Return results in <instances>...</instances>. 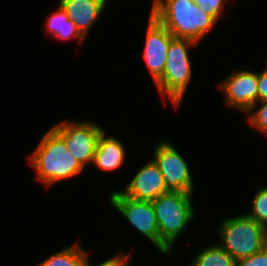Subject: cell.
Returning a JSON list of instances; mask_svg holds the SVG:
<instances>
[{
	"label": "cell",
	"instance_id": "obj_1",
	"mask_svg": "<svg viewBox=\"0 0 267 266\" xmlns=\"http://www.w3.org/2000/svg\"><path fill=\"white\" fill-rule=\"evenodd\" d=\"M150 13L174 38L190 39L198 44L218 24L192 0H153Z\"/></svg>",
	"mask_w": 267,
	"mask_h": 266
},
{
	"label": "cell",
	"instance_id": "obj_2",
	"mask_svg": "<svg viewBox=\"0 0 267 266\" xmlns=\"http://www.w3.org/2000/svg\"><path fill=\"white\" fill-rule=\"evenodd\" d=\"M28 157L36 180L47 188L57 182L77 177L83 167L67 151L64 140L50 128Z\"/></svg>",
	"mask_w": 267,
	"mask_h": 266
},
{
	"label": "cell",
	"instance_id": "obj_3",
	"mask_svg": "<svg viewBox=\"0 0 267 266\" xmlns=\"http://www.w3.org/2000/svg\"><path fill=\"white\" fill-rule=\"evenodd\" d=\"M193 195L194 193L169 191L152 201L159 230L160 254L171 255L176 241L194 220Z\"/></svg>",
	"mask_w": 267,
	"mask_h": 266
},
{
	"label": "cell",
	"instance_id": "obj_4",
	"mask_svg": "<svg viewBox=\"0 0 267 266\" xmlns=\"http://www.w3.org/2000/svg\"><path fill=\"white\" fill-rule=\"evenodd\" d=\"M199 44L190 39L173 38L171 40L166 65L162 77L155 83L163 102L165 97L176 107H180L193 72L189 49Z\"/></svg>",
	"mask_w": 267,
	"mask_h": 266
},
{
	"label": "cell",
	"instance_id": "obj_5",
	"mask_svg": "<svg viewBox=\"0 0 267 266\" xmlns=\"http://www.w3.org/2000/svg\"><path fill=\"white\" fill-rule=\"evenodd\" d=\"M218 227V244L236 261L259 252L267 245V228L247 214L223 219Z\"/></svg>",
	"mask_w": 267,
	"mask_h": 266
},
{
	"label": "cell",
	"instance_id": "obj_6",
	"mask_svg": "<svg viewBox=\"0 0 267 266\" xmlns=\"http://www.w3.org/2000/svg\"><path fill=\"white\" fill-rule=\"evenodd\" d=\"M74 121L65 119L51 128L64 140L67 151L85 170L93 161L99 138L105 129L93 121Z\"/></svg>",
	"mask_w": 267,
	"mask_h": 266
},
{
	"label": "cell",
	"instance_id": "obj_7",
	"mask_svg": "<svg viewBox=\"0 0 267 266\" xmlns=\"http://www.w3.org/2000/svg\"><path fill=\"white\" fill-rule=\"evenodd\" d=\"M108 199L112 208L124 216L159 252V230L152 201L135 200L115 190L110 192Z\"/></svg>",
	"mask_w": 267,
	"mask_h": 266
},
{
	"label": "cell",
	"instance_id": "obj_8",
	"mask_svg": "<svg viewBox=\"0 0 267 266\" xmlns=\"http://www.w3.org/2000/svg\"><path fill=\"white\" fill-rule=\"evenodd\" d=\"M153 162L162 173L169 191L194 193V179L189 166L174 144L167 139L154 145Z\"/></svg>",
	"mask_w": 267,
	"mask_h": 266
},
{
	"label": "cell",
	"instance_id": "obj_9",
	"mask_svg": "<svg viewBox=\"0 0 267 266\" xmlns=\"http://www.w3.org/2000/svg\"><path fill=\"white\" fill-rule=\"evenodd\" d=\"M222 92L226 106L247 112L258 102L257 72L241 69L234 70L224 81L217 84Z\"/></svg>",
	"mask_w": 267,
	"mask_h": 266
},
{
	"label": "cell",
	"instance_id": "obj_10",
	"mask_svg": "<svg viewBox=\"0 0 267 266\" xmlns=\"http://www.w3.org/2000/svg\"><path fill=\"white\" fill-rule=\"evenodd\" d=\"M147 25L142 56L156 83L164 73L168 49L174 36L151 13Z\"/></svg>",
	"mask_w": 267,
	"mask_h": 266
},
{
	"label": "cell",
	"instance_id": "obj_11",
	"mask_svg": "<svg viewBox=\"0 0 267 266\" xmlns=\"http://www.w3.org/2000/svg\"><path fill=\"white\" fill-rule=\"evenodd\" d=\"M120 191L132 199L144 201H153L169 192L162 173L152 159L143 164Z\"/></svg>",
	"mask_w": 267,
	"mask_h": 266
},
{
	"label": "cell",
	"instance_id": "obj_12",
	"mask_svg": "<svg viewBox=\"0 0 267 266\" xmlns=\"http://www.w3.org/2000/svg\"><path fill=\"white\" fill-rule=\"evenodd\" d=\"M108 0H59L57 3L68 14L80 33L87 38L91 26L101 17Z\"/></svg>",
	"mask_w": 267,
	"mask_h": 266
},
{
	"label": "cell",
	"instance_id": "obj_13",
	"mask_svg": "<svg viewBox=\"0 0 267 266\" xmlns=\"http://www.w3.org/2000/svg\"><path fill=\"white\" fill-rule=\"evenodd\" d=\"M125 149L121 140L114 136H107L104 130L99 138L92 164L105 172L118 170L126 159Z\"/></svg>",
	"mask_w": 267,
	"mask_h": 266
},
{
	"label": "cell",
	"instance_id": "obj_14",
	"mask_svg": "<svg viewBox=\"0 0 267 266\" xmlns=\"http://www.w3.org/2000/svg\"><path fill=\"white\" fill-rule=\"evenodd\" d=\"M58 10L53 11L50 16L46 17V30L48 35L62 40H68L77 38L78 42H83L86 38L80 33L76 25L71 19H69L68 14L58 3Z\"/></svg>",
	"mask_w": 267,
	"mask_h": 266
},
{
	"label": "cell",
	"instance_id": "obj_15",
	"mask_svg": "<svg viewBox=\"0 0 267 266\" xmlns=\"http://www.w3.org/2000/svg\"><path fill=\"white\" fill-rule=\"evenodd\" d=\"M88 258L89 252L77 242L51 254L35 266H83Z\"/></svg>",
	"mask_w": 267,
	"mask_h": 266
},
{
	"label": "cell",
	"instance_id": "obj_16",
	"mask_svg": "<svg viewBox=\"0 0 267 266\" xmlns=\"http://www.w3.org/2000/svg\"><path fill=\"white\" fill-rule=\"evenodd\" d=\"M190 266H236V260L215 243L198 252L191 260Z\"/></svg>",
	"mask_w": 267,
	"mask_h": 266
},
{
	"label": "cell",
	"instance_id": "obj_17",
	"mask_svg": "<svg viewBox=\"0 0 267 266\" xmlns=\"http://www.w3.org/2000/svg\"><path fill=\"white\" fill-rule=\"evenodd\" d=\"M251 211L246 214L267 228V186L259 187L251 203Z\"/></svg>",
	"mask_w": 267,
	"mask_h": 266
},
{
	"label": "cell",
	"instance_id": "obj_18",
	"mask_svg": "<svg viewBox=\"0 0 267 266\" xmlns=\"http://www.w3.org/2000/svg\"><path fill=\"white\" fill-rule=\"evenodd\" d=\"M245 114H248L247 122L267 136V101H258Z\"/></svg>",
	"mask_w": 267,
	"mask_h": 266
},
{
	"label": "cell",
	"instance_id": "obj_19",
	"mask_svg": "<svg viewBox=\"0 0 267 266\" xmlns=\"http://www.w3.org/2000/svg\"><path fill=\"white\" fill-rule=\"evenodd\" d=\"M201 10L213 17L217 22L223 16L225 4L230 0H192Z\"/></svg>",
	"mask_w": 267,
	"mask_h": 266
},
{
	"label": "cell",
	"instance_id": "obj_20",
	"mask_svg": "<svg viewBox=\"0 0 267 266\" xmlns=\"http://www.w3.org/2000/svg\"><path fill=\"white\" fill-rule=\"evenodd\" d=\"M236 266H267V245L259 252L237 260Z\"/></svg>",
	"mask_w": 267,
	"mask_h": 266
},
{
	"label": "cell",
	"instance_id": "obj_21",
	"mask_svg": "<svg viewBox=\"0 0 267 266\" xmlns=\"http://www.w3.org/2000/svg\"><path fill=\"white\" fill-rule=\"evenodd\" d=\"M131 254L123 252L118 253L117 255H114L108 259H105L103 262L98 263V265L95 266H129V260ZM83 266H91L89 264V259L86 260Z\"/></svg>",
	"mask_w": 267,
	"mask_h": 266
},
{
	"label": "cell",
	"instance_id": "obj_22",
	"mask_svg": "<svg viewBox=\"0 0 267 266\" xmlns=\"http://www.w3.org/2000/svg\"><path fill=\"white\" fill-rule=\"evenodd\" d=\"M257 82H258V101H267V64L266 67L257 72Z\"/></svg>",
	"mask_w": 267,
	"mask_h": 266
}]
</instances>
